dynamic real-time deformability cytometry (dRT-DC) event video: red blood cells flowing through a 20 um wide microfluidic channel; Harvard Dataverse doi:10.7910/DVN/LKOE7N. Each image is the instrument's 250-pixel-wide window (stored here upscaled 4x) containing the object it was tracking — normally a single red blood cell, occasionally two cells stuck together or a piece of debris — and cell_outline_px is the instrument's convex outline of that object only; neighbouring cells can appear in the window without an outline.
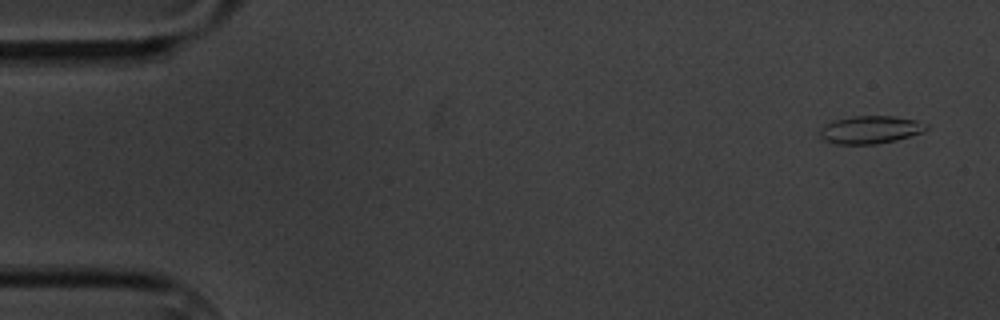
{"species": "common noctule bat (a hibernating species)", "species_latin": "Nyctalus noctula", "temperature_condition": "cold", "stored_images_in_passage": 15, "camera_frame_rate_fps": 3000, "um_per_image_px": 0.085, "animal": {"sex": "male", "body_mass_g": 20.1, "forearm_length_mm": 53.5}, "frame": {"image": 1, "passage_image": 1, "time_ms": 0.0, "image_size_px": [1000, 320], "cell_outline_px": [[928, 128], [924, 132], [896, 140], [876, 144], [836, 144], [824, 140], [820, 136], [820, 128], [824, 124], [832, 120], [856, 116], [892, 116], [916, 120], [928, 124]], "centroid_in_image_um": [73.97, 11.02], "position_along_channel_um": 11.0, "area_um2": 17.34}}
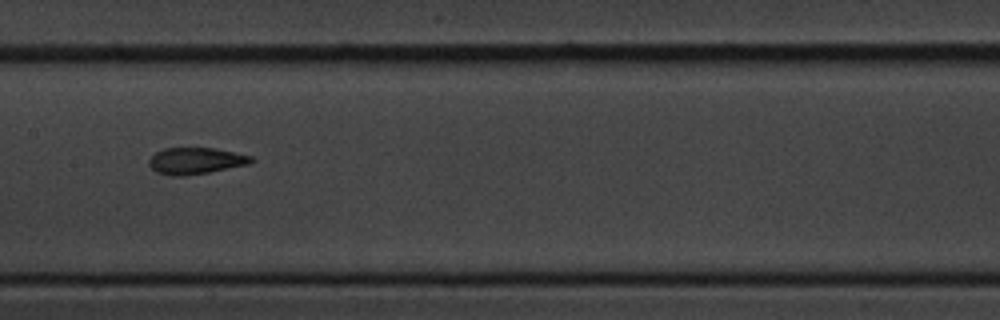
{"frame": {"image": 2, "passage_image": 8, "time_ms": 8.667, "image_size_px": [1000, 320], "cell_outline_px": [[256, 160], [248, 164], [208, 172], [184, 176], [172, 176], [156, 172], [148, 164], [148, 160], [156, 152], [164, 148], [212, 148], [252, 156]], "centroid_in_image_um": [16.61, 13.67], "position_along_channel_um": 190.8, "area_um2": 15.66}}
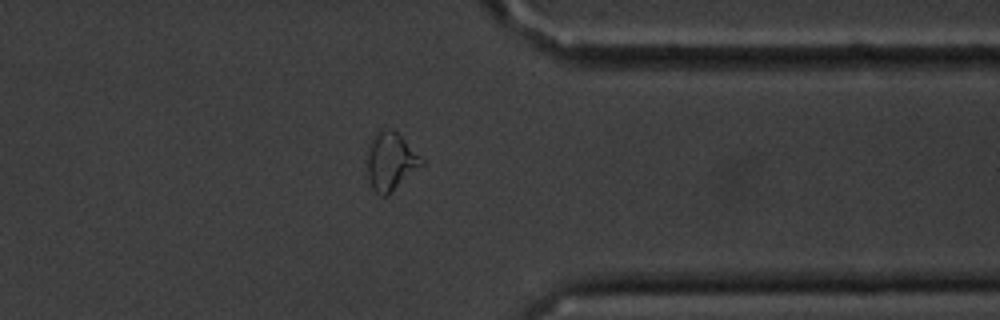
{"frame": {"image": 3, "passage_image": 13, "time_ms": 14.333, "image_size_px": [1000, 320], "cell_outline_px": [[424, 164], [388, 196], [380, 196], [372, 188], [368, 176], [368, 144], [376, 132], [380, 128], [392, 128], [424, 160]], "centroid_in_image_um": [33.2, 13.72], "position_along_channel_um": 378.2, "area_um2": 18.38}, "authors_computed_cell_mechanics": {"area_um2": 16.0684, "velocity_mm_per_s": 3.4267, "shape_relaxation_time_tau1_ms": 4.0142, "shape_relaxation_time_tau2_ms": 1.6413, "deformation_change_tau1": 0.1702, "deformation_change_tau2": 0.0944}}